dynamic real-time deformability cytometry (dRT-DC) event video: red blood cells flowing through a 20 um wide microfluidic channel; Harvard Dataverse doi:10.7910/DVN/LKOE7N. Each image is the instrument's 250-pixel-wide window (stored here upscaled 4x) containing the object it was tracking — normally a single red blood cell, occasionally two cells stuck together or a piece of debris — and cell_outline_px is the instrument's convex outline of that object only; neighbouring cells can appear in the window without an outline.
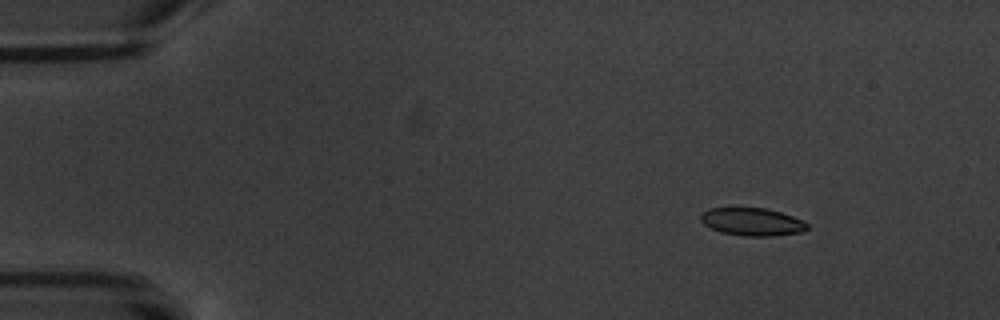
{"species": "common noctule bat (a hibernating species)", "species_latin": "Nyctalus noctula", "temperature_condition": "warm", "stored_images_in_passage": 6, "camera_frame_rate_fps": 3000, "um_per_image_px": 0.085, "animal": {"sex": "male", "body_mass_g": 20.1, "forearm_length_mm": 53.5}, "frame": {"image": 1, "passage_image": 3, "time_ms": 2.333, "image_size_px": [1000, 320], "cell_outline_px": [[808, 228], [800, 232], [772, 236], [744, 236], [720, 232], [704, 224], [700, 220], [700, 216], [704, 212], [712, 208], [764, 208], [780, 212], [804, 220], [808, 224]], "centroid_in_image_um": [63.95, 18.86], "position_along_channel_um": 21.1, "area_um2": 17.11}}
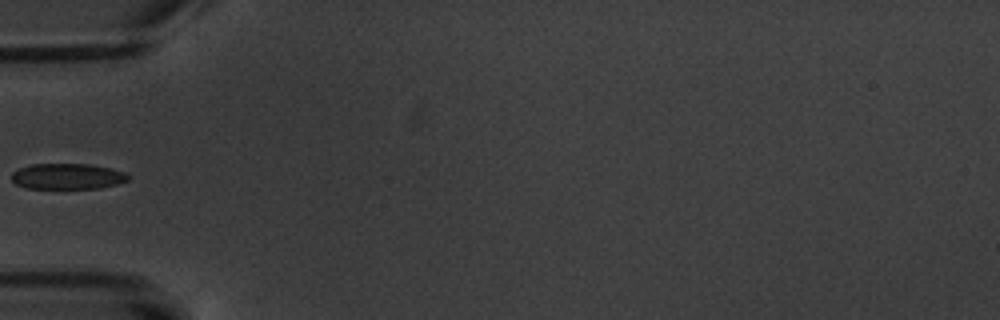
{"frame": {"image": 2, "passage_image": 6, "time_ms": 6.667, "image_size_px": [1000, 320], "cell_outline_px": [[128, 180], [116, 184], [100, 188], [28, 188], [16, 184], [12, 180], [12, 172], [20, 168], [32, 164], [88, 164], [112, 168], [124, 172], [128, 176]], "centroid_in_image_um": [5.73, 14.98], "position_along_channel_um": 79.3, "area_um2": 17.34}}